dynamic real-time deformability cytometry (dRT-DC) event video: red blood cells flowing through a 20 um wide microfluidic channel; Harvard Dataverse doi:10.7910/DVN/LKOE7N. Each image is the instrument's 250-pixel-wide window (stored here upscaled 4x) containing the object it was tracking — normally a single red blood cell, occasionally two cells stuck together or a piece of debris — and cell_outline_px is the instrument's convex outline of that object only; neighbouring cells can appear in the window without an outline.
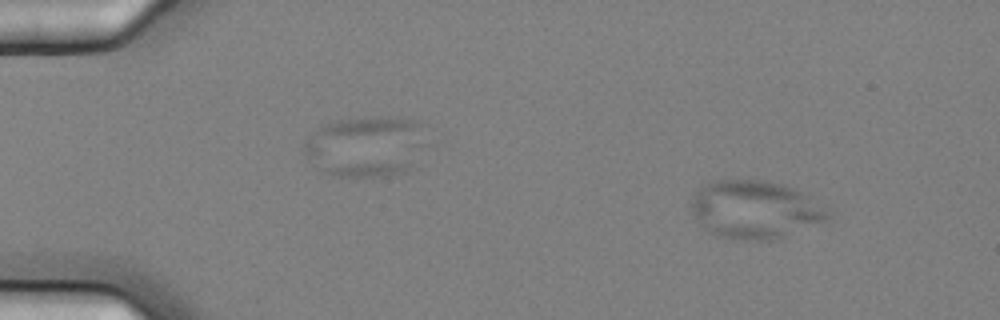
{"species": "common noctule bat (a hibernating species)", "species_latin": "Nyctalus noctula", "temperature_condition": "cold", "stored_images_in_passage": 4, "camera_frame_rate_fps": 3000, "um_per_image_px": 0.085, "animal": {"sex": "female", "body_mass_g": 25.1}, "frame": {"image": 1, "passage_image": 1, "time_ms": 0.0, "image_size_px": [1000, 320], "cell_outline_px": [[832, 216], [824, 220], [772, 240], [760, 240], [716, 236], [708, 232], [700, 224], [692, 212], [692, 196], [700, 188], [712, 180], [768, 180], [784, 184], [796, 188], [832, 212]], "centroid_in_image_um": [64.15, 17.78], "position_along_channel_um": 20.8, "area_um2": 45.72}}
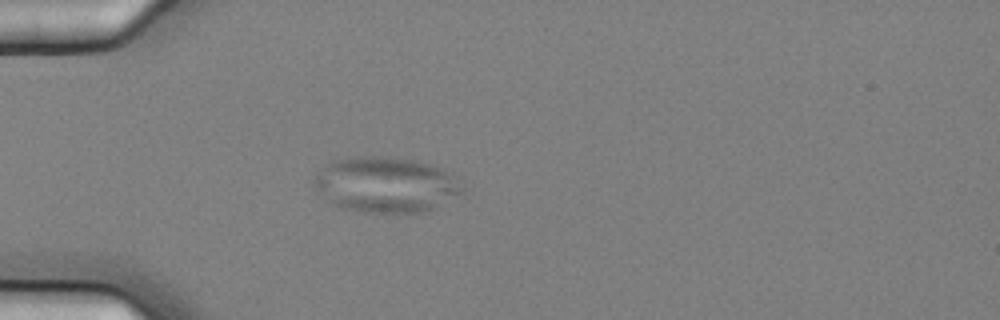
{"frame": {"image": 2, "passage_image": 4, "time_ms": 1.0, "image_size_px": [1000, 320], "cell_outline_px": [[460, 192], [428, 212], [364, 212], [344, 208], [332, 204], [316, 192], [312, 180], [332, 160], [344, 156], [380, 156], [412, 160], [428, 164], [440, 168], [456, 176], [460, 188]], "centroid_in_image_um": [32.71, 15.69], "position_along_channel_um": 52.3, "area_um2": 47.57}}